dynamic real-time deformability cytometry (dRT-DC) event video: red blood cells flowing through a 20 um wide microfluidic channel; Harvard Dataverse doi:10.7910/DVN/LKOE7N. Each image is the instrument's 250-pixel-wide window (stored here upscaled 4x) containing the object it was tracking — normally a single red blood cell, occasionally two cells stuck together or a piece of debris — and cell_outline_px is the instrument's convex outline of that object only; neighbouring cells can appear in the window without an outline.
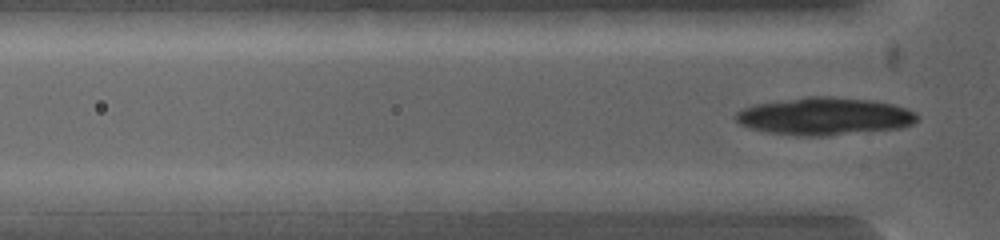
{"species": "common noctule bat (a hibernating species)", "species_latin": "Nyctalus noctula", "temperature_condition": "warm", "stored_images_in_passage": 4, "segment_of_instrument_passage": [2, 2], "camera_frame_rate_fps": 5000, "um_per_image_px": 0.085, "animal": {"sex": "female", "body_mass_g": 19.0, "forearm_length_mm": 53.3}, "frame": {"image": 1, "passage_image": 4, "time_ms": 1.4, "image_size_px": [1000, 240], "cell_outline_px": [[604, 200], [576, 212], [496, 212], [492, 200], [560, 192], [580, 192]], "centroid_in_image_um": [46.48, 17.25], "position_along_channel_um": 79.3, "area_um2": 12.14}}